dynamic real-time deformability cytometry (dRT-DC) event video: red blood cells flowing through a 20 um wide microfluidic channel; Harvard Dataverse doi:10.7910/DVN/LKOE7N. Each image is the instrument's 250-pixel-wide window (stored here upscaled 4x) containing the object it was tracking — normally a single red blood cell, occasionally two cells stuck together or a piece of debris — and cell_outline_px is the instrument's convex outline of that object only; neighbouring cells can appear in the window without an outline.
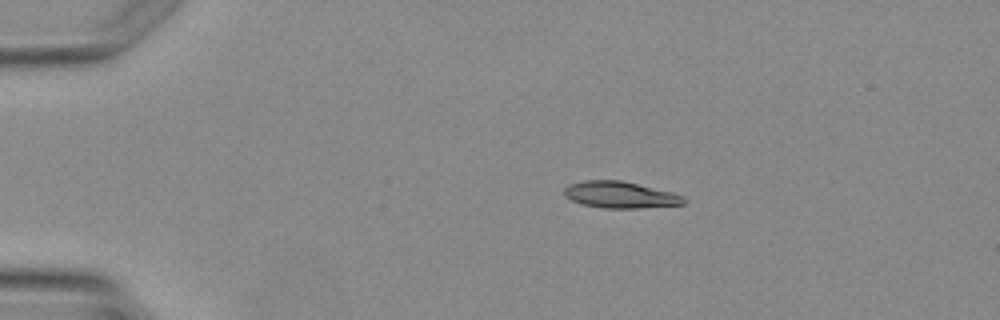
{"species": "Egyptian fruit bat (a non-hibernating species)", "species_latin": "Rousettus aegyptiacus", "temperature_condition": "warm", "stored_images_in_passage": 2, "camera_frame_rate_fps": 3000, "um_per_image_px": 0.085, "animal": {"sex": "female"}, "frame": {"image": 1, "passage_image": 1, "time_ms": 0.0, "image_size_px": [1000, 320], "cell_outline_px": [[688, 200], [684, 204], [640, 208], [604, 208], [580, 204], [564, 196], [564, 188], [568, 184], [584, 180], [620, 180], [672, 192], [684, 196]], "centroid_in_image_um": [52.71, 16.56], "position_along_channel_um": 32.3, "area_um2": 18.61}}